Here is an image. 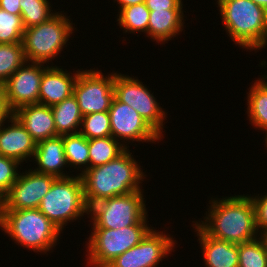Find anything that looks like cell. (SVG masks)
<instances>
[{
    "instance_id": "6da1fadb",
    "label": "cell",
    "mask_w": 267,
    "mask_h": 267,
    "mask_svg": "<svg viewBox=\"0 0 267 267\" xmlns=\"http://www.w3.org/2000/svg\"><path fill=\"white\" fill-rule=\"evenodd\" d=\"M213 199L204 221L197 222L209 236L235 244L259 237L251 194Z\"/></svg>"
},
{
    "instance_id": "7a4b0ae2",
    "label": "cell",
    "mask_w": 267,
    "mask_h": 267,
    "mask_svg": "<svg viewBox=\"0 0 267 267\" xmlns=\"http://www.w3.org/2000/svg\"><path fill=\"white\" fill-rule=\"evenodd\" d=\"M137 163L127 148L116 159L82 173L80 176L87 207L106 198L141 191L140 184L146 175Z\"/></svg>"
},
{
    "instance_id": "3957f363",
    "label": "cell",
    "mask_w": 267,
    "mask_h": 267,
    "mask_svg": "<svg viewBox=\"0 0 267 267\" xmlns=\"http://www.w3.org/2000/svg\"><path fill=\"white\" fill-rule=\"evenodd\" d=\"M222 23L236 46L250 51L267 45V10L252 0H222L217 3ZM252 49V50H251Z\"/></svg>"
},
{
    "instance_id": "277c9868",
    "label": "cell",
    "mask_w": 267,
    "mask_h": 267,
    "mask_svg": "<svg viewBox=\"0 0 267 267\" xmlns=\"http://www.w3.org/2000/svg\"><path fill=\"white\" fill-rule=\"evenodd\" d=\"M0 228L17 245L46 254L57 245L61 231L39 210L2 211Z\"/></svg>"
},
{
    "instance_id": "5b68a950",
    "label": "cell",
    "mask_w": 267,
    "mask_h": 267,
    "mask_svg": "<svg viewBox=\"0 0 267 267\" xmlns=\"http://www.w3.org/2000/svg\"><path fill=\"white\" fill-rule=\"evenodd\" d=\"M38 209L62 232L64 226L88 214L80 175L58 177L43 197Z\"/></svg>"
},
{
    "instance_id": "8992f818",
    "label": "cell",
    "mask_w": 267,
    "mask_h": 267,
    "mask_svg": "<svg viewBox=\"0 0 267 267\" xmlns=\"http://www.w3.org/2000/svg\"><path fill=\"white\" fill-rule=\"evenodd\" d=\"M64 14L58 11L48 21L25 29L22 44L27 62L49 64L63 47H67L66 43L76 28L71 18Z\"/></svg>"
},
{
    "instance_id": "52a82bcc",
    "label": "cell",
    "mask_w": 267,
    "mask_h": 267,
    "mask_svg": "<svg viewBox=\"0 0 267 267\" xmlns=\"http://www.w3.org/2000/svg\"><path fill=\"white\" fill-rule=\"evenodd\" d=\"M148 214L137 224L122 229H92L87 243V263L91 267H106L119 255L136 246L153 228Z\"/></svg>"
},
{
    "instance_id": "ba28073f",
    "label": "cell",
    "mask_w": 267,
    "mask_h": 267,
    "mask_svg": "<svg viewBox=\"0 0 267 267\" xmlns=\"http://www.w3.org/2000/svg\"><path fill=\"white\" fill-rule=\"evenodd\" d=\"M106 198L91 205V229H122L140 222L147 215L143 191Z\"/></svg>"
},
{
    "instance_id": "9c48e42d",
    "label": "cell",
    "mask_w": 267,
    "mask_h": 267,
    "mask_svg": "<svg viewBox=\"0 0 267 267\" xmlns=\"http://www.w3.org/2000/svg\"><path fill=\"white\" fill-rule=\"evenodd\" d=\"M114 96L134 108L161 136L167 112L138 78L114 72Z\"/></svg>"
},
{
    "instance_id": "30bf717a",
    "label": "cell",
    "mask_w": 267,
    "mask_h": 267,
    "mask_svg": "<svg viewBox=\"0 0 267 267\" xmlns=\"http://www.w3.org/2000/svg\"><path fill=\"white\" fill-rule=\"evenodd\" d=\"M73 95L82 116L109 111L114 98V72L104 75L101 70H81L76 78Z\"/></svg>"
},
{
    "instance_id": "8fae6325",
    "label": "cell",
    "mask_w": 267,
    "mask_h": 267,
    "mask_svg": "<svg viewBox=\"0 0 267 267\" xmlns=\"http://www.w3.org/2000/svg\"><path fill=\"white\" fill-rule=\"evenodd\" d=\"M109 117L112 137L120 140L126 148L130 147L126 143L131 141L155 143L163 139L134 108L120 102L115 96L109 109Z\"/></svg>"
},
{
    "instance_id": "7c38bea8",
    "label": "cell",
    "mask_w": 267,
    "mask_h": 267,
    "mask_svg": "<svg viewBox=\"0 0 267 267\" xmlns=\"http://www.w3.org/2000/svg\"><path fill=\"white\" fill-rule=\"evenodd\" d=\"M44 64L26 61L1 85L11 113L24 105L39 103L41 79L49 66Z\"/></svg>"
},
{
    "instance_id": "4fadbf2b",
    "label": "cell",
    "mask_w": 267,
    "mask_h": 267,
    "mask_svg": "<svg viewBox=\"0 0 267 267\" xmlns=\"http://www.w3.org/2000/svg\"><path fill=\"white\" fill-rule=\"evenodd\" d=\"M175 243L173 236L153 227L139 244L119 255L106 267H157L160 261L175 251Z\"/></svg>"
},
{
    "instance_id": "5bb4252c",
    "label": "cell",
    "mask_w": 267,
    "mask_h": 267,
    "mask_svg": "<svg viewBox=\"0 0 267 267\" xmlns=\"http://www.w3.org/2000/svg\"><path fill=\"white\" fill-rule=\"evenodd\" d=\"M26 171V172H25ZM20 173L9 192L3 197L2 211L38 209L41 200L57 178L28 169Z\"/></svg>"
},
{
    "instance_id": "9a60e30c",
    "label": "cell",
    "mask_w": 267,
    "mask_h": 267,
    "mask_svg": "<svg viewBox=\"0 0 267 267\" xmlns=\"http://www.w3.org/2000/svg\"><path fill=\"white\" fill-rule=\"evenodd\" d=\"M8 119V125L4 126L3 123L0 126V155L21 164L24 161L27 163V160L33 158L37 142L13 114Z\"/></svg>"
},
{
    "instance_id": "2e32d148",
    "label": "cell",
    "mask_w": 267,
    "mask_h": 267,
    "mask_svg": "<svg viewBox=\"0 0 267 267\" xmlns=\"http://www.w3.org/2000/svg\"><path fill=\"white\" fill-rule=\"evenodd\" d=\"M81 69L74 74L65 71L59 66H48L41 79L39 103L46 106H53L62 102L73 94V88ZM71 74V75H70Z\"/></svg>"
},
{
    "instance_id": "e0dca14e",
    "label": "cell",
    "mask_w": 267,
    "mask_h": 267,
    "mask_svg": "<svg viewBox=\"0 0 267 267\" xmlns=\"http://www.w3.org/2000/svg\"><path fill=\"white\" fill-rule=\"evenodd\" d=\"M12 114L37 143L58 136L51 106L40 103L24 105Z\"/></svg>"
},
{
    "instance_id": "ac0fdd59",
    "label": "cell",
    "mask_w": 267,
    "mask_h": 267,
    "mask_svg": "<svg viewBox=\"0 0 267 267\" xmlns=\"http://www.w3.org/2000/svg\"><path fill=\"white\" fill-rule=\"evenodd\" d=\"M193 228L197 231L199 244L206 267H238V244L216 239L209 236L198 224L193 221Z\"/></svg>"
},
{
    "instance_id": "d6986e66",
    "label": "cell",
    "mask_w": 267,
    "mask_h": 267,
    "mask_svg": "<svg viewBox=\"0 0 267 267\" xmlns=\"http://www.w3.org/2000/svg\"><path fill=\"white\" fill-rule=\"evenodd\" d=\"M34 163L37 164L35 172L41 174H50L55 177H69L67 171L64 173L65 167H68L64 143L62 135H58L46 140H42L37 143L36 151L34 152L33 158Z\"/></svg>"
},
{
    "instance_id": "ffe728a7",
    "label": "cell",
    "mask_w": 267,
    "mask_h": 267,
    "mask_svg": "<svg viewBox=\"0 0 267 267\" xmlns=\"http://www.w3.org/2000/svg\"><path fill=\"white\" fill-rule=\"evenodd\" d=\"M183 9L150 11L147 37L164 44L184 30Z\"/></svg>"
},
{
    "instance_id": "44dd1931",
    "label": "cell",
    "mask_w": 267,
    "mask_h": 267,
    "mask_svg": "<svg viewBox=\"0 0 267 267\" xmlns=\"http://www.w3.org/2000/svg\"><path fill=\"white\" fill-rule=\"evenodd\" d=\"M249 89L246 111L248 119L253 128L267 132V75L255 80Z\"/></svg>"
},
{
    "instance_id": "7402d4cb",
    "label": "cell",
    "mask_w": 267,
    "mask_h": 267,
    "mask_svg": "<svg viewBox=\"0 0 267 267\" xmlns=\"http://www.w3.org/2000/svg\"><path fill=\"white\" fill-rule=\"evenodd\" d=\"M51 110L58 135L79 133L83 116L73 94L62 102L51 106Z\"/></svg>"
},
{
    "instance_id": "603a6c76",
    "label": "cell",
    "mask_w": 267,
    "mask_h": 267,
    "mask_svg": "<svg viewBox=\"0 0 267 267\" xmlns=\"http://www.w3.org/2000/svg\"><path fill=\"white\" fill-rule=\"evenodd\" d=\"M68 166L80 170L81 175L90 168L88 139L80 133L62 135Z\"/></svg>"
},
{
    "instance_id": "cb8c5ba5",
    "label": "cell",
    "mask_w": 267,
    "mask_h": 267,
    "mask_svg": "<svg viewBox=\"0 0 267 267\" xmlns=\"http://www.w3.org/2000/svg\"><path fill=\"white\" fill-rule=\"evenodd\" d=\"M90 168L104 165L116 159L127 148L112 136L88 140Z\"/></svg>"
},
{
    "instance_id": "d4e9b609",
    "label": "cell",
    "mask_w": 267,
    "mask_h": 267,
    "mask_svg": "<svg viewBox=\"0 0 267 267\" xmlns=\"http://www.w3.org/2000/svg\"><path fill=\"white\" fill-rule=\"evenodd\" d=\"M117 16V24L120 26L119 28L122 27L121 29H124L123 33L134 34L144 32L147 37L150 10L146 7L145 3L122 8Z\"/></svg>"
},
{
    "instance_id": "484cf974",
    "label": "cell",
    "mask_w": 267,
    "mask_h": 267,
    "mask_svg": "<svg viewBox=\"0 0 267 267\" xmlns=\"http://www.w3.org/2000/svg\"><path fill=\"white\" fill-rule=\"evenodd\" d=\"M26 62L22 42L0 44V85Z\"/></svg>"
},
{
    "instance_id": "4316f807",
    "label": "cell",
    "mask_w": 267,
    "mask_h": 267,
    "mask_svg": "<svg viewBox=\"0 0 267 267\" xmlns=\"http://www.w3.org/2000/svg\"><path fill=\"white\" fill-rule=\"evenodd\" d=\"M20 7L25 29L44 23L57 13L53 12L49 0H21Z\"/></svg>"
},
{
    "instance_id": "83f0119b",
    "label": "cell",
    "mask_w": 267,
    "mask_h": 267,
    "mask_svg": "<svg viewBox=\"0 0 267 267\" xmlns=\"http://www.w3.org/2000/svg\"><path fill=\"white\" fill-rule=\"evenodd\" d=\"M79 133L88 140L112 136L109 111L95 112L83 116Z\"/></svg>"
},
{
    "instance_id": "f1b7e54d",
    "label": "cell",
    "mask_w": 267,
    "mask_h": 267,
    "mask_svg": "<svg viewBox=\"0 0 267 267\" xmlns=\"http://www.w3.org/2000/svg\"><path fill=\"white\" fill-rule=\"evenodd\" d=\"M238 267H267V250L258 237L238 244Z\"/></svg>"
},
{
    "instance_id": "f546056e",
    "label": "cell",
    "mask_w": 267,
    "mask_h": 267,
    "mask_svg": "<svg viewBox=\"0 0 267 267\" xmlns=\"http://www.w3.org/2000/svg\"><path fill=\"white\" fill-rule=\"evenodd\" d=\"M24 31L20 14H11L0 8V44L22 42Z\"/></svg>"
},
{
    "instance_id": "4dcf8cb0",
    "label": "cell",
    "mask_w": 267,
    "mask_h": 267,
    "mask_svg": "<svg viewBox=\"0 0 267 267\" xmlns=\"http://www.w3.org/2000/svg\"><path fill=\"white\" fill-rule=\"evenodd\" d=\"M21 163L18 161L0 156V196L3 198L16 182L21 171H18Z\"/></svg>"
},
{
    "instance_id": "1f68e13d",
    "label": "cell",
    "mask_w": 267,
    "mask_h": 267,
    "mask_svg": "<svg viewBox=\"0 0 267 267\" xmlns=\"http://www.w3.org/2000/svg\"><path fill=\"white\" fill-rule=\"evenodd\" d=\"M252 195L251 199L254 203L256 213V225L259 233L267 229V193L265 195Z\"/></svg>"
},
{
    "instance_id": "d6a6232c",
    "label": "cell",
    "mask_w": 267,
    "mask_h": 267,
    "mask_svg": "<svg viewBox=\"0 0 267 267\" xmlns=\"http://www.w3.org/2000/svg\"><path fill=\"white\" fill-rule=\"evenodd\" d=\"M145 5L150 11L154 10H168V9H182V0H145Z\"/></svg>"
},
{
    "instance_id": "836d02e7",
    "label": "cell",
    "mask_w": 267,
    "mask_h": 267,
    "mask_svg": "<svg viewBox=\"0 0 267 267\" xmlns=\"http://www.w3.org/2000/svg\"><path fill=\"white\" fill-rule=\"evenodd\" d=\"M21 0H0V8L11 14H21Z\"/></svg>"
},
{
    "instance_id": "e575fe53",
    "label": "cell",
    "mask_w": 267,
    "mask_h": 267,
    "mask_svg": "<svg viewBox=\"0 0 267 267\" xmlns=\"http://www.w3.org/2000/svg\"><path fill=\"white\" fill-rule=\"evenodd\" d=\"M11 112L7 108L5 98L3 95V89L2 86L0 85V126L3 123H6L5 121L11 116Z\"/></svg>"
},
{
    "instance_id": "d590c367",
    "label": "cell",
    "mask_w": 267,
    "mask_h": 267,
    "mask_svg": "<svg viewBox=\"0 0 267 267\" xmlns=\"http://www.w3.org/2000/svg\"><path fill=\"white\" fill-rule=\"evenodd\" d=\"M115 2L117 1V4H119V11L122 8L129 7L132 5H137L140 3H145V0H114Z\"/></svg>"
},
{
    "instance_id": "8d00e7d4",
    "label": "cell",
    "mask_w": 267,
    "mask_h": 267,
    "mask_svg": "<svg viewBox=\"0 0 267 267\" xmlns=\"http://www.w3.org/2000/svg\"><path fill=\"white\" fill-rule=\"evenodd\" d=\"M259 236H260L259 238L262 240V242H263V244L267 250V229L261 231L259 233Z\"/></svg>"
},
{
    "instance_id": "74e56055",
    "label": "cell",
    "mask_w": 267,
    "mask_h": 267,
    "mask_svg": "<svg viewBox=\"0 0 267 267\" xmlns=\"http://www.w3.org/2000/svg\"><path fill=\"white\" fill-rule=\"evenodd\" d=\"M255 4L265 8L267 10V0H252Z\"/></svg>"
},
{
    "instance_id": "f35d334b",
    "label": "cell",
    "mask_w": 267,
    "mask_h": 267,
    "mask_svg": "<svg viewBox=\"0 0 267 267\" xmlns=\"http://www.w3.org/2000/svg\"><path fill=\"white\" fill-rule=\"evenodd\" d=\"M2 208H3V198L0 196V219L2 216Z\"/></svg>"
},
{
    "instance_id": "ab89813d",
    "label": "cell",
    "mask_w": 267,
    "mask_h": 267,
    "mask_svg": "<svg viewBox=\"0 0 267 267\" xmlns=\"http://www.w3.org/2000/svg\"><path fill=\"white\" fill-rule=\"evenodd\" d=\"M265 134H266V135H265V136H266V137H265V146L267 147V132H265Z\"/></svg>"
}]
</instances>
